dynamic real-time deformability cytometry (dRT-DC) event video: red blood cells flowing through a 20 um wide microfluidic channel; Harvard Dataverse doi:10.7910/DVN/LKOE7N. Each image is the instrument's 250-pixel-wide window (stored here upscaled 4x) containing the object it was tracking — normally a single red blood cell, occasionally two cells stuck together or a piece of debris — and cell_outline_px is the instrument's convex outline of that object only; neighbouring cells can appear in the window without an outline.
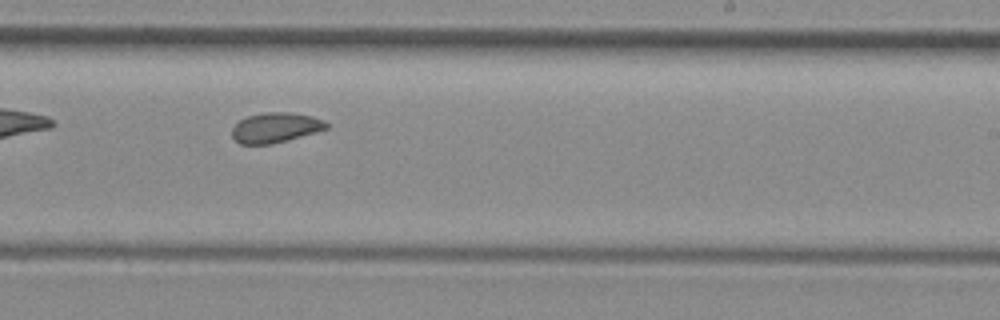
{"species": "common noctule bat (a hibernating species)", "species_latin": "Nyctalus noctula", "temperature_condition": "room temperature", "stored_images_in_passage": 27, "camera_frame_rate_fps": 3000, "um_per_image_px": 0.085, "animal": {"sex": "female", "body_mass_g": 29.2, "forearm_length_mm": 56.3}, "frame": {"image": 1, "passage_image": 16, "time_ms": 5.0, "image_size_px": [1000, 320], "cell_outline_px": [[328, 128], [316, 132], [272, 144], [240, 144], [232, 136], [232, 128], [240, 120], [248, 116], [264, 112], [292, 112], [312, 116], [324, 120], [328, 124]], "centroid_in_image_um": [23.43, 10.84], "position_along_channel_um": 265.6, "area_um2": 16.47}}